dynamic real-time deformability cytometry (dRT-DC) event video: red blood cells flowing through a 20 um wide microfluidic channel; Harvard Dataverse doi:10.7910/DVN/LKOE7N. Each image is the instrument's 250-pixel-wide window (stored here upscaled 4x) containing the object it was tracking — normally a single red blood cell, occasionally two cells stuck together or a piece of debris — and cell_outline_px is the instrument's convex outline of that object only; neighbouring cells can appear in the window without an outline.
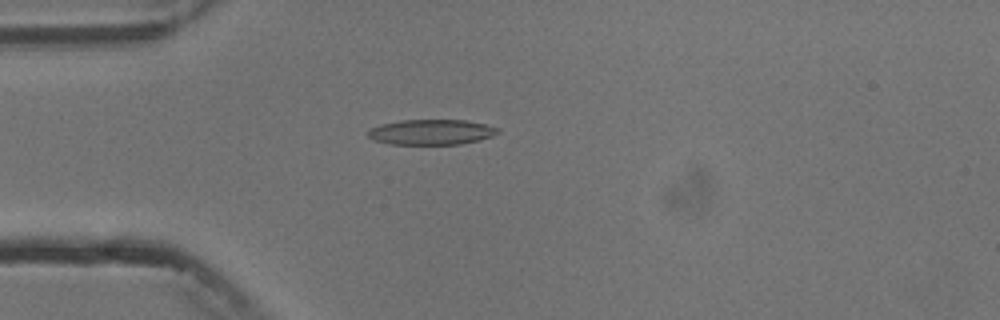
{"species": "common noctule bat (a hibernating species)", "species_latin": "Nyctalus noctula", "temperature_condition": "cold", "stored_images_in_passage": 4, "camera_frame_rate_fps": 3000, "um_per_image_px": 0.085, "animal": {"sex": "male", "body_mass_g": 13.3}, "frame": {"image": 1, "passage_image": 4, "time_ms": 4.333, "image_size_px": [1000, 320], "cell_outline_px": [[500, 132], [492, 136], [480, 140], [460, 144], [388, 144], [372, 140], [364, 132], [368, 128], [380, 124], [400, 120], [464, 120], [484, 124], [496, 128]], "centroid_in_image_um": [36.57, 11.23], "position_along_channel_um": 48.4, "area_um2": 19.31}}